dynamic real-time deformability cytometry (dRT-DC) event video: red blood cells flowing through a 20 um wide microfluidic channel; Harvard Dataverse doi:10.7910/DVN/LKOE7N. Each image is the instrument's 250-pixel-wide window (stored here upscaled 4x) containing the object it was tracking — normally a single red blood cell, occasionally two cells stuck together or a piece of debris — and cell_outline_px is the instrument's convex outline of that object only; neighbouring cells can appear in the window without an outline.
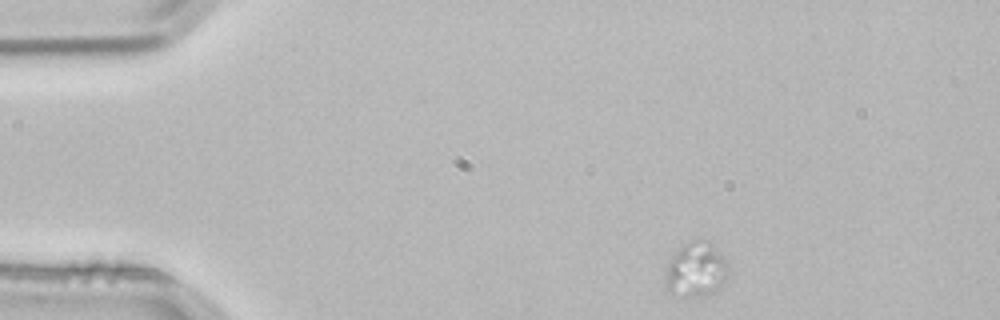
{"species": "common noctule bat (a hibernating species)", "species_latin": "Nyctalus noctula", "temperature_condition": "room temperature", "stored_images_in_passage": 3, "camera_frame_rate_fps": 3000, "um_per_image_px": 0.085, "animal": {"sex": "male", "body_mass_g": 21.5, "forearm_length_mm": 52.0}, "frame": {"image": 1, "passage_image": 1, "time_ms": 0.0, "image_size_px": [1000, 320], "cell_outline_px": [[728, 276], [724, 284], [716, 292], [708, 296], [672, 296], [664, 288], [664, 268], [668, 260], [684, 244], [692, 240], [708, 240], [728, 260]], "centroid_in_image_um": [59.14, 22.96], "position_along_channel_um": 25.9, "area_um2": 20.98}}